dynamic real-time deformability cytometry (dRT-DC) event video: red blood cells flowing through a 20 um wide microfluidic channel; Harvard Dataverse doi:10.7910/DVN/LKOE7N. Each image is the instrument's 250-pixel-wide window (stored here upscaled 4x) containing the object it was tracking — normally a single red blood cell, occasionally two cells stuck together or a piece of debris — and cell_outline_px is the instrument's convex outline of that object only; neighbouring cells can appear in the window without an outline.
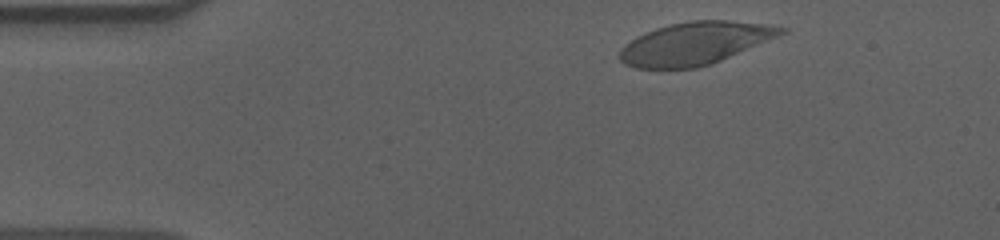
{"species": "human", "species_latin": "Homo sapiens", "temperature_condition": "cold", "stored_images_in_passage": 51, "camera_frame_rate_fps": 3000, "um_per_image_px": 0.085, "donor": {"sex": "male"}, "frame": {"image": 1, "passage_image": 3, "time_ms": 0.667, "image_size_px": [1000, 240], "cell_outline_px": [[788, 32], [780, 36], [712, 64], [696, 68], [636, 68], [624, 64], [620, 60], [620, 48], [624, 44], [636, 36], [644, 32], [668, 24], [688, 20], [724, 20], [764, 24], [788, 28]], "centroid_in_image_um": [59.07, 3.68], "position_along_channel_um": 25.9, "area_um2": 40.29}}
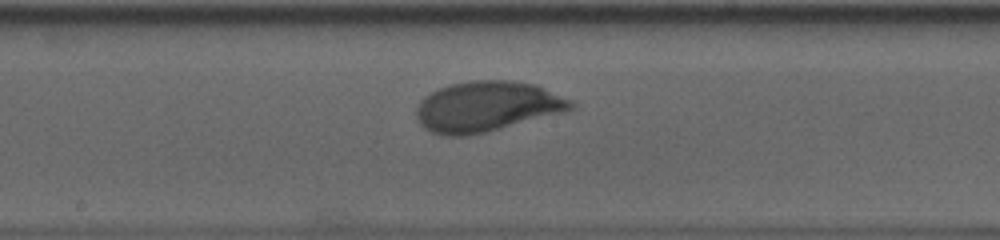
{"frame": {"image": 2, "passage_image": 24, "time_ms": 7.667, "image_size_px": [1000, 240], "cell_outline_px": [[576, 108], [568, 112], [468, 136], [440, 136], [424, 128], [420, 124], [416, 116], [416, 108], [420, 100], [424, 96], [448, 84], [472, 80], [512, 80], [536, 84], [576, 104]], "centroid_in_image_um": [41.38, 9.06], "position_along_channel_um": 206.8, "area_um2": 45.66}}
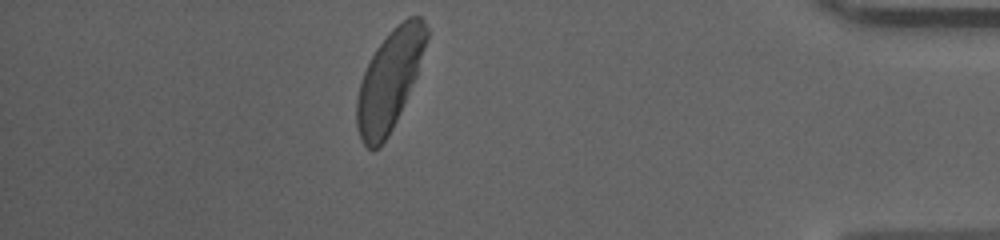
{"frame": {"image": 3, "passage_image": 44, "time_ms": 14.333, "image_size_px": [1000, 240], "cell_outline_px": [[428, 36], [416, 76], [400, 112], [388, 136], [380, 148], [372, 152], [360, 140], [356, 128], [356, 100], [360, 80], [376, 48], [392, 28], [396, 24], [408, 16], [420, 16], [424, 20], [428, 28]], "centroid_in_image_um": [33.08, 6.83], "position_along_channel_um": 402.1, "area_um2": 40.4}, "authors_computed_cell_mechanics": {"area_um2": 41.616, "velocity_mm_per_s": 3.5766, "shape_relaxation_time_tau1_ms": 2.8821, "shape_relaxation_time_tau2_ms": null, "deformation_change_tau1": 0.1592, "deformation_change_tau2": null}}